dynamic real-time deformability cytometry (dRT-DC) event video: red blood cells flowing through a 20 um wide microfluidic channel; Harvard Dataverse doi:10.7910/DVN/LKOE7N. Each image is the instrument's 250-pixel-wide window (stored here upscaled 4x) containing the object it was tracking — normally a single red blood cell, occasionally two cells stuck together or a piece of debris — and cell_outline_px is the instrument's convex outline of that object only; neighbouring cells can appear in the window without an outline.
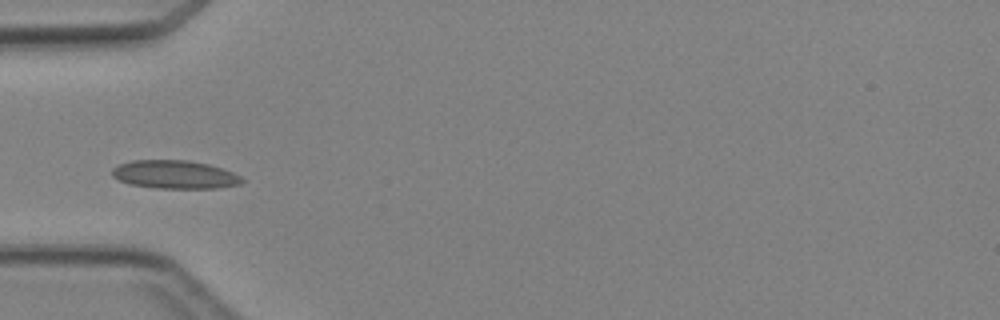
{"species": "Egyptian fruit bat (a non-hibernating species)", "species_latin": "Rousettus aegyptiacus", "temperature_condition": "cold", "stored_images_in_passage": 3, "camera_frame_rate_fps": 3000, "um_per_image_px": 0.085, "animal": {"sex": "female"}, "frame": {"image": 1, "passage_image": 2, "time_ms": 2.333, "image_size_px": [1000, 320], "cell_outline_px": [[244, 180], [240, 184], [216, 188], [156, 188], [132, 184], [120, 180], [112, 176], [112, 168], [120, 164], [132, 160], [188, 160], [208, 164], [232, 172], [240, 176]], "centroid_in_image_um": [14.85, 14.83], "position_along_channel_um": 70.2, "area_um2": 21.21}}
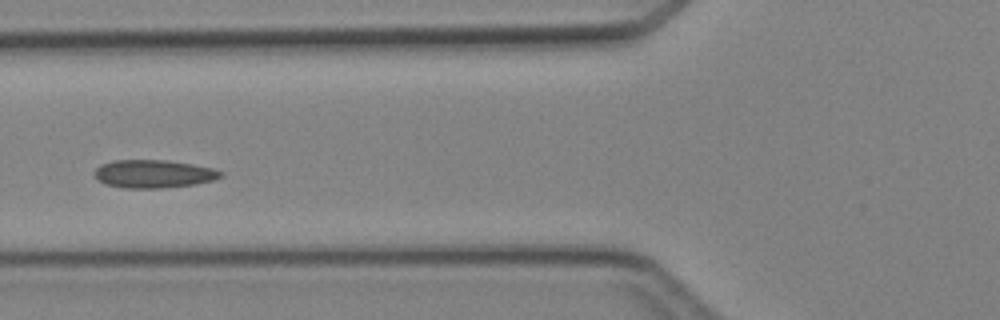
{"frame": {"image": 2, "passage_image": 3, "time_ms": 3.333, "image_size_px": [1000, 320], "cell_outline_px": [[224, 176], [212, 180], [196, 184], [160, 188], [124, 188], [104, 184], [92, 172], [100, 164], [112, 160], [168, 160], [192, 164], [212, 168], [224, 172]], "centroid_in_image_um": [13.05, 14.77], "position_along_channel_um": 112.8, "area_um2": 20.75}}